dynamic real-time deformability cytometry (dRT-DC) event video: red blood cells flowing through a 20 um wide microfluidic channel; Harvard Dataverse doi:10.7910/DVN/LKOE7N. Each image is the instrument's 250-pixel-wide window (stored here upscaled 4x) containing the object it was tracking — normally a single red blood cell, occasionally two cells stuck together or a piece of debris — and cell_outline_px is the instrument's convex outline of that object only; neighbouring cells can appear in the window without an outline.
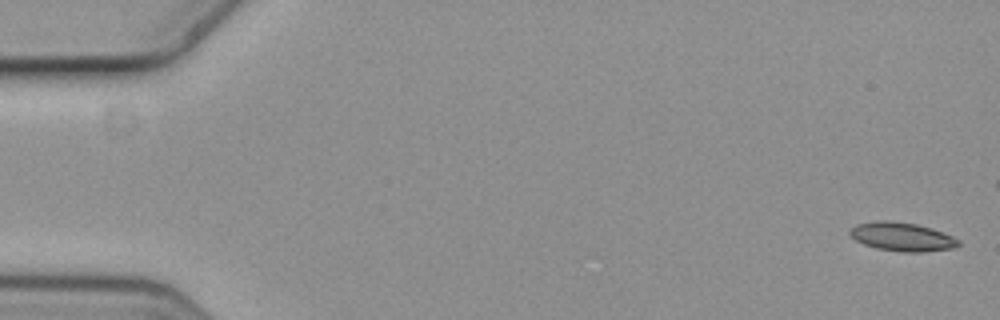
{"species": "common noctule bat (a hibernating species)", "species_latin": "Nyctalus noctula", "temperature_condition": "cold", "stored_images_in_passage": 6, "camera_frame_rate_fps": 3000, "um_per_image_px": 0.085, "animal": {"sex": "female", "body_mass_g": 19.3, "forearm_length_mm": 54.1}, "frame": {"image": 1, "passage_image": 1, "time_ms": 0.0, "image_size_px": [1000, 320], "cell_outline_px": [[960, 244], [956, 248], [924, 252], [900, 252], [876, 248], [864, 244], [856, 240], [848, 232], [856, 224], [880, 220], [888, 220], [916, 224], [932, 228], [952, 236], [960, 240]], "centroid_in_image_um": [76.7, 20.13], "position_along_channel_um": 8.3, "area_um2": 18.21}}